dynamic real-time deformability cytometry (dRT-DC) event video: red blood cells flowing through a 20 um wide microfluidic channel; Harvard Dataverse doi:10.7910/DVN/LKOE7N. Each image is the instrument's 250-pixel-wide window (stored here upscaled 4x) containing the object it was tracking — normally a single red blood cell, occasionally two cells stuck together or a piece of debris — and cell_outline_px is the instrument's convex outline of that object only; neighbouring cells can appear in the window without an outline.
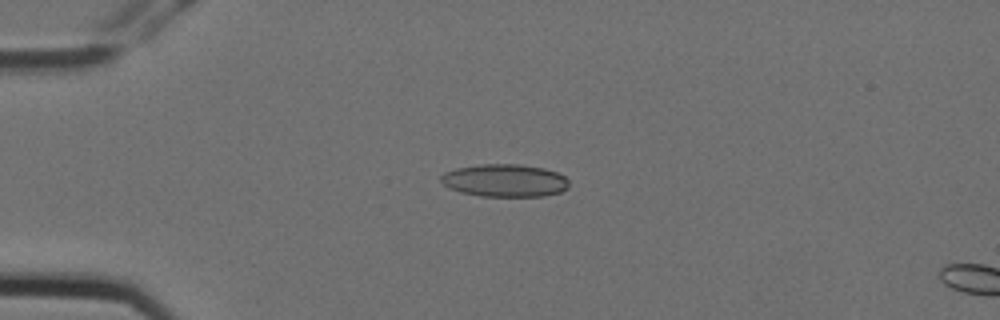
{"species": "Egyptian fruit bat (a non-hibernating species)", "species_latin": "Rousettus aegyptiacus", "temperature_condition": "cold", "stored_images_in_passage": 6, "camera_frame_rate_fps": 3000, "um_per_image_px": 0.085, "animal": {"sex": "female"}, "frame": {"image": 1, "passage_image": 5, "time_ms": 1.333, "image_size_px": [1000, 320], "cell_outline_px": [[568, 188], [560, 192], [544, 196], [480, 196], [460, 192], [448, 188], [440, 180], [440, 176], [444, 172], [456, 168], [480, 164], [520, 164], [544, 168], [556, 172], [564, 176], [568, 180]], "centroid_in_image_um": [42.89, 15.34], "position_along_channel_um": 42.1, "area_um2": 24.51}}